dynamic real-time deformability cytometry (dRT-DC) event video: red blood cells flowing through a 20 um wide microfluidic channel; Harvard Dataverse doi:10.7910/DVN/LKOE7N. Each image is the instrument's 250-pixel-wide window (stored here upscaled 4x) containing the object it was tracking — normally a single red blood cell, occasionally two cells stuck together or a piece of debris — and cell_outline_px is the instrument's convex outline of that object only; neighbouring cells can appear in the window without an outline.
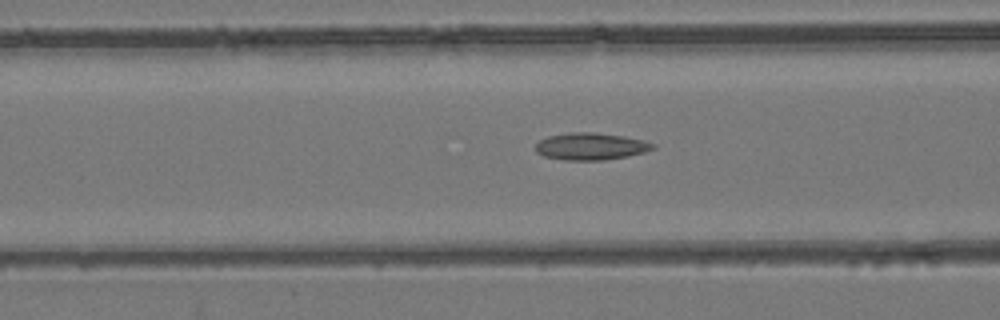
{"species": "common noctule bat (a hibernating species)", "species_latin": "Nyctalus noctula", "temperature_condition": "room temperature", "stored_images_in_passage": 28, "camera_frame_rate_fps": 3000, "um_per_image_px": 0.085, "animal": {"sex": "female", "body_mass_g": 24.6, "forearm_length_mm": 56.2}, "frame": {"image": 1, "passage_image": 4, "time_ms": 1.0, "image_size_px": [1000, 320], "cell_outline_px": [[656, 148], [644, 152], [628, 156], [604, 160], [564, 160], [544, 156], [536, 152], [536, 144], [540, 140], [548, 136], [568, 132], [596, 132], [624, 136], [644, 140], [656, 144]], "centroid_in_image_um": [50.24, 12.43], "position_along_channel_um": 116.4, "area_um2": 18.67}}
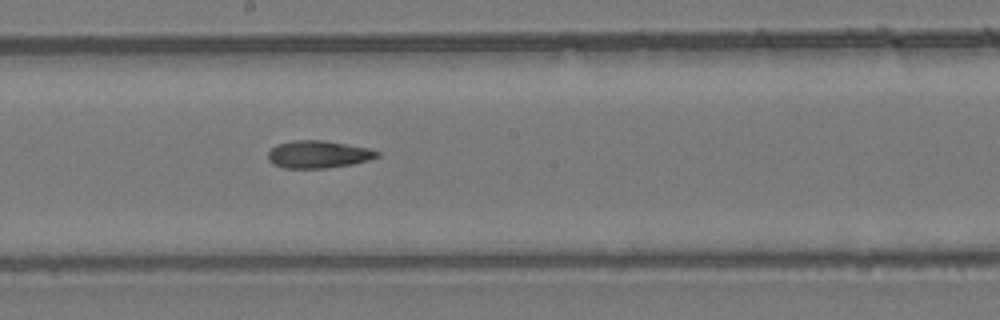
{"frame": {"image": 2, "passage_image": 12, "time_ms": 3.667, "image_size_px": [1000, 320], "cell_outline_px": [[380, 156], [368, 160], [352, 164], [324, 168], [284, 168], [268, 160], [268, 152], [276, 144], [292, 140], [324, 140], [368, 148], [380, 152]], "centroid_in_image_um": [27.05, 13.11], "position_along_channel_um": 221.1, "area_um2": 17.4}}
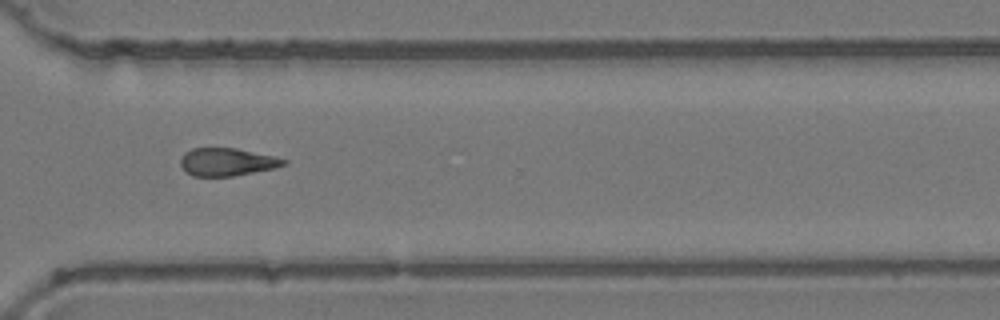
{"frame": {"image": 3, "passage_image": 22, "time_ms": 7.0, "image_size_px": [1000, 320], "cell_outline_px": [[288, 164], [276, 168], [232, 176], [192, 176], [180, 164], [180, 160], [184, 152], [192, 148], [236, 148], [272, 156], [288, 160]], "centroid_in_image_um": [19.31, 13.76], "position_along_channel_um": 351.3, "area_um2": 16.65}}